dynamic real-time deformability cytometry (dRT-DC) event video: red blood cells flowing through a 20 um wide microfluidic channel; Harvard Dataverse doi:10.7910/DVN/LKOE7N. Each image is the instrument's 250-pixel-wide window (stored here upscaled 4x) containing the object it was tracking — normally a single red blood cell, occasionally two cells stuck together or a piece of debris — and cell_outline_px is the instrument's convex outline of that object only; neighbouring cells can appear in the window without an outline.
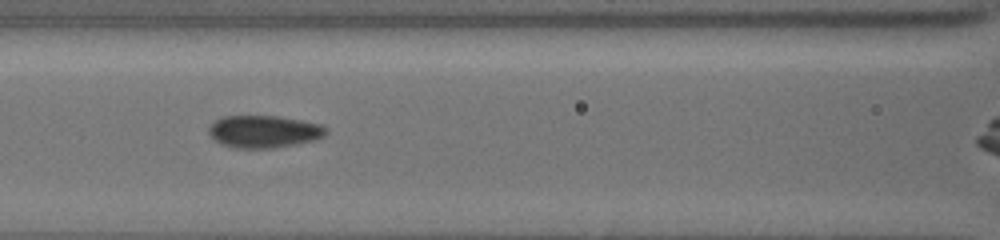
{"species": "common noctule bat (a hibernating species)", "species_latin": "Nyctalus noctula", "temperature_condition": "cold", "stored_images_in_passage": 31, "camera_frame_rate_fps": 3000, "um_per_image_px": 0.085, "animal": {"sex": "female", "body_mass_g": 19.5, "forearm_length_mm": 54.1}, "frame": {"image": 1, "passage_image": 26, "time_ms": 7.0, "image_size_px": [1000, 240], "cell_outline_px": [[328, 132], [324, 136], [316, 140], [296, 144], [272, 148], [236, 148], [220, 144], [208, 132], [208, 128], [220, 116], [276, 116], [300, 120], [320, 124], [328, 128]], "centroid_in_image_um": [22.45, 11.18], "position_along_channel_um": 144.1, "area_um2": 22.14}}
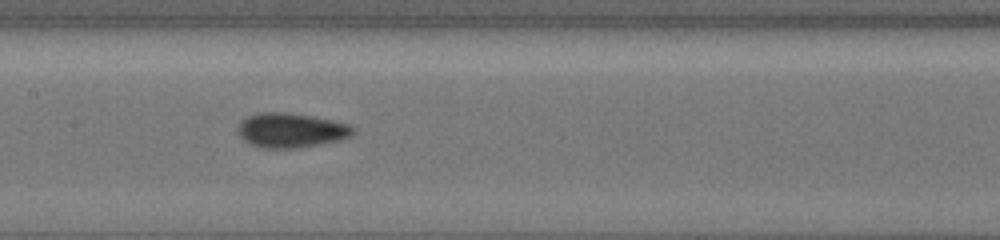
{"frame": {"image": 2, "passage_image": 30, "time_ms": 8.0, "image_size_px": [1000, 240], "cell_outline_px": [[356, 128], [348, 136], [340, 140], [320, 144], [296, 148], [260, 148], [244, 140], [240, 136], [240, 124], [248, 116], [260, 112], [284, 112], [312, 116], [332, 120], [348, 124]], "centroid_in_image_um": [24.75, 11.07], "position_along_channel_um": 182.6, "area_um2": 22.83}}